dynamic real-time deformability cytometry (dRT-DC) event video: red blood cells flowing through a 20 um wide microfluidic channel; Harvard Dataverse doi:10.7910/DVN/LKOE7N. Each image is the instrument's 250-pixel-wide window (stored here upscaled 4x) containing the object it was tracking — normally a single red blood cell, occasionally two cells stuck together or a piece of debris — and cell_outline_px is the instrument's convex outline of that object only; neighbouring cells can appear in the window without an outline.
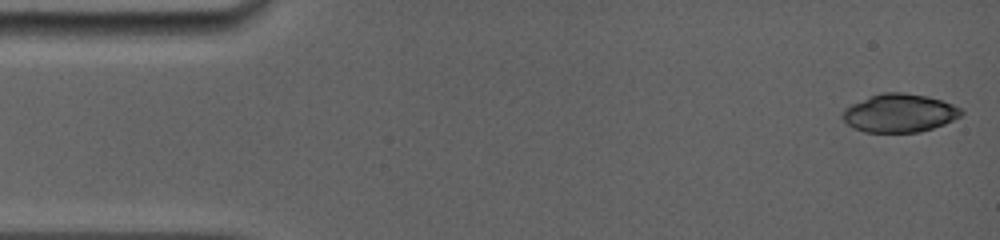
{"species": "common noctule bat (a hibernating species)", "species_latin": "Nyctalus noctula", "temperature_condition": "room temperature", "stored_images_in_passage": 12, "camera_frame_rate_fps": 5000, "um_per_image_px": 0.085, "animal": {"sex": "female", "body_mass_g": 19.0, "forearm_length_mm": 56.7}, "frame": {"image": 1, "passage_image": 1, "time_ms": 0.0, "image_size_px": [1000, 240], "cell_outline_px": [[964, 112], [960, 116], [944, 124], [920, 132], [864, 132], [848, 124], [840, 116], [844, 108], [852, 104], [872, 96], [884, 92], [904, 92], [928, 96], [952, 104], [960, 108]], "centroid_in_image_um": [76.45, 9.61], "position_along_channel_um": 8.5, "area_um2": 26.3}}
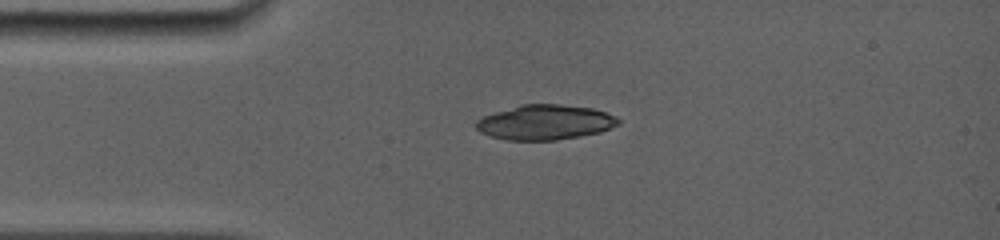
{"frame": {"image": 2, "passage_image": 10, "time_ms": 3.2, "image_size_px": [1000, 240], "cell_outline_px": [[620, 124], [600, 132], [556, 140], [504, 140], [488, 136], [480, 132], [476, 128], [476, 120], [484, 116], [520, 104], [560, 104], [592, 108], [616, 116], [620, 120]], "centroid_in_image_um": [46.32, 10.4], "position_along_channel_um": 38.7, "area_um2": 28.96}}